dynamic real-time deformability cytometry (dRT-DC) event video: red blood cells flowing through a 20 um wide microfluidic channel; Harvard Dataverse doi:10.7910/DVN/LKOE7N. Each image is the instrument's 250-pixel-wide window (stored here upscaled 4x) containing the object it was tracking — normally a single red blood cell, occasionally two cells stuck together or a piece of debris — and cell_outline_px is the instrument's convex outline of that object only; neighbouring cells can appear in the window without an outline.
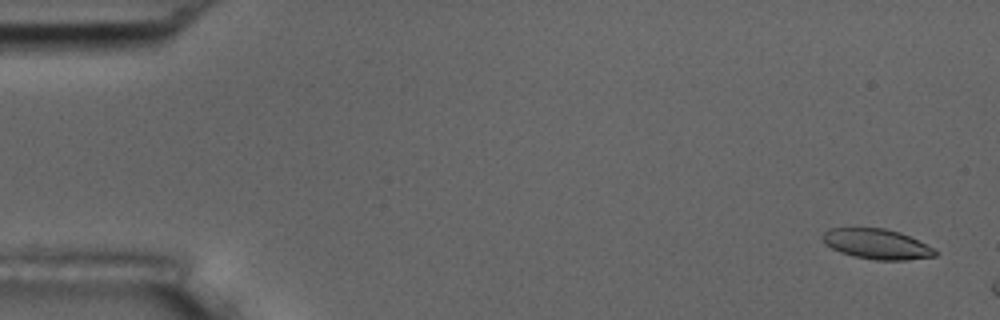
{"species": "common noctule bat (a hibernating species)", "species_latin": "Nyctalus noctula", "temperature_condition": "room temperature", "stored_images_in_passage": 8, "camera_frame_rate_fps": 3000, "um_per_image_px": 0.085, "animal": {"sex": "male", "body_mass_g": 17.5, "forearm_length_mm": 52.3}, "frame": {"image": 1, "passage_image": 1, "time_ms": 0.0, "image_size_px": [1000, 320], "cell_outline_px": [[936, 256], [904, 260], [876, 260], [852, 256], [840, 252], [824, 244], [820, 236], [828, 228], [884, 228], [900, 232], [932, 248], [936, 252]], "centroid_in_image_um": [74.44, 20.74], "position_along_channel_um": 10.6, "area_um2": 19.65}}